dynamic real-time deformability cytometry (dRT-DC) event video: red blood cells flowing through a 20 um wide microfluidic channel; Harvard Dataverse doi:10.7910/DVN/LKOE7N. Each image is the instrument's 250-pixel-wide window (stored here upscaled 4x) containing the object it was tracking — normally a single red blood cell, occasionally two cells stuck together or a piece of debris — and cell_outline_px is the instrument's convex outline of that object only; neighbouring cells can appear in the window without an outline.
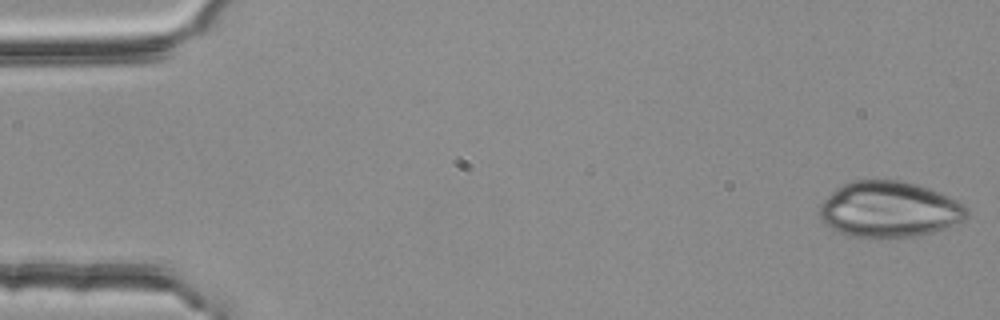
{"species": "common noctule bat (a hibernating species)", "species_latin": "Nyctalus noctula", "temperature_condition": "room temperature", "stored_images_in_passage": 6, "camera_frame_rate_fps": 3000, "um_per_image_px": 0.085, "animal": {"sex": "female", "body_mass_g": 25.1}, "frame": {"image": 1, "passage_image": 1, "time_ms": 0.0, "image_size_px": [1000, 320], "cell_outline_px": [[968, 216], [964, 220], [944, 228], [920, 236], [888, 240], [848, 236], [832, 228], [820, 216], [820, 204], [836, 188], [852, 180], [904, 180], [928, 188], [956, 200], [964, 204], [968, 208]], "centroid_in_image_um": [75.6, 17.83], "position_along_channel_um": 9.4, "area_um2": 48.44}}